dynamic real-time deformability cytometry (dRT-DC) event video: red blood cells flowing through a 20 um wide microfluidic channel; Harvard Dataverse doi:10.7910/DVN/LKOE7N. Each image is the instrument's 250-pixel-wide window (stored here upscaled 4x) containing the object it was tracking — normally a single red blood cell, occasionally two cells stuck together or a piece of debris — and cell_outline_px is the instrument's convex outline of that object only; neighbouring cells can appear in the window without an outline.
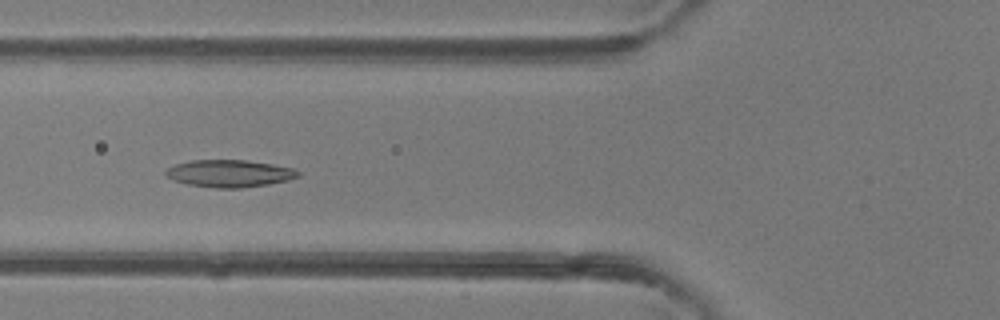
{"species": "common noctule bat (a hibernating species)", "species_latin": "Nyctalus noctula", "temperature_condition": "room temperature", "stored_images_in_passage": 33, "camera_frame_rate_fps": 3000, "um_per_image_px": 0.085, "animal": {"sex": "female"}, "frame": {"image": 1, "passage_image": 4, "time_ms": 1.0, "image_size_px": [1000, 320], "cell_outline_px": [[300, 176], [288, 180], [268, 184], [240, 188], [216, 188], [188, 184], [172, 180], [164, 172], [168, 168], [176, 164], [192, 160], [248, 160], [296, 168], [300, 172]], "centroid_in_image_um": [19.54, 14.74], "position_along_channel_um": 106.3, "area_um2": 21.04}}
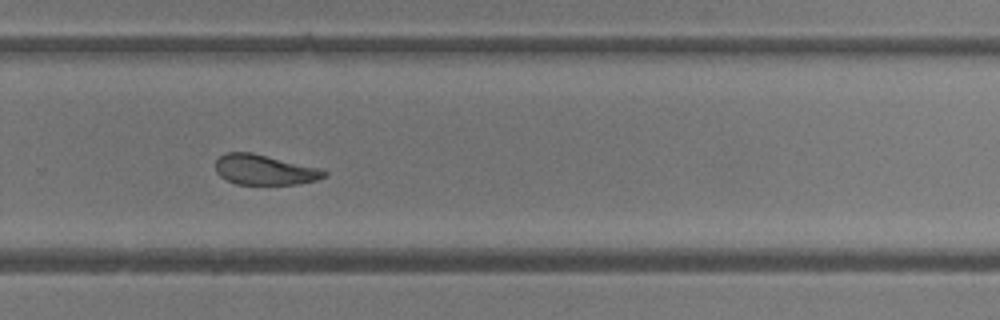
{"frame": {"image": 2, "passage_image": 18, "time_ms": 5.667, "image_size_px": [1000, 320], "cell_outline_px": [[328, 172], [324, 176], [316, 180], [296, 184], [236, 184], [220, 176], [216, 172], [216, 160], [224, 152], [252, 152], [320, 168]], "centroid_in_image_um": [22.46, 14.42], "position_along_channel_um": 307.3, "area_um2": 19.02}}
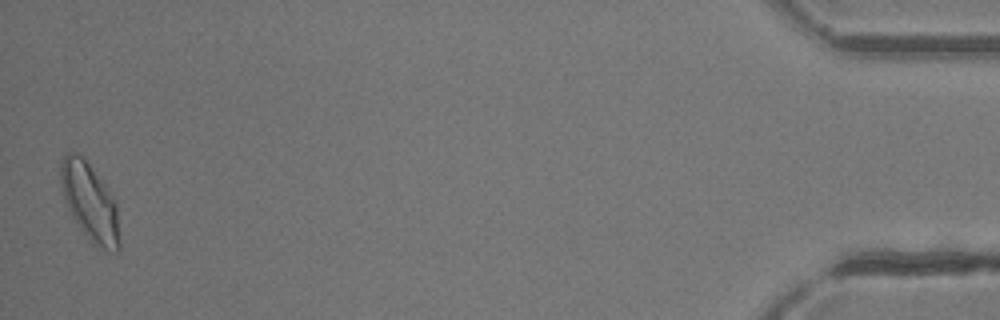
{"frame": {"image": 3, "passage_image": 33, "time_ms": 10.667, "image_size_px": [1000, 320], "cell_outline_px": [[120, 252], [108, 252], [92, 244], [80, 228], [72, 216], [68, 208], [64, 196], [60, 180], [60, 164], [64, 152], [76, 152], [84, 156], [116, 204], [120, 244]], "centroid_in_image_um": [7.62, 17.2], "position_along_channel_um": 427.6, "area_um2": 26.47}, "authors_computed_cell_mechanics": {"area_um2": 20.519, "velocity_mm_per_s": 4.3098, "shape_relaxation_time_tau1_ms": null, "shape_relaxation_time_tau2_ms": 2.9585, "deformation_change_tau1": null, "deformation_change_tau2": 0.1071}}